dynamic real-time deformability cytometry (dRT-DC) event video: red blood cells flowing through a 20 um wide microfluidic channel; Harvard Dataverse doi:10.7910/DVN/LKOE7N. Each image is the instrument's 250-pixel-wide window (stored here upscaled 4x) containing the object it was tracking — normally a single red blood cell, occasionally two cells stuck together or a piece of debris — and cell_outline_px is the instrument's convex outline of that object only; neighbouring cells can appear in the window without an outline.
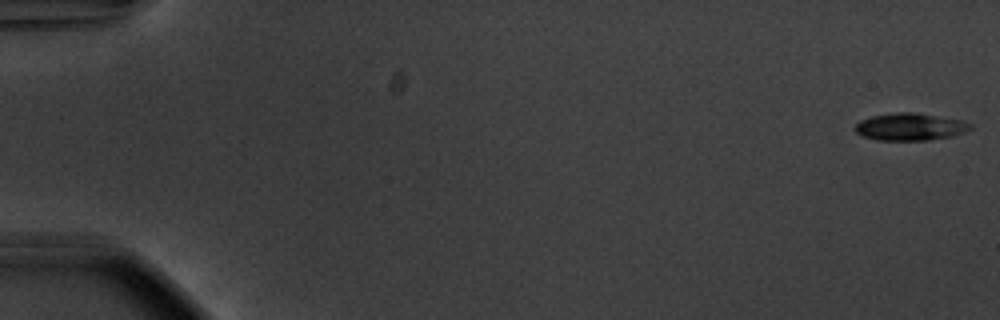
{"species": "common noctule bat (a hibernating species)", "species_latin": "Nyctalus noctula", "temperature_condition": "warm", "stored_images_in_passage": 55, "camera_frame_rate_fps": 3000, "um_per_image_px": 0.085, "animal": {"sex": "male", "body_mass_g": 20.1, "forearm_length_mm": 53.5}, "frame": {"image": 1, "passage_image": 1, "time_ms": 0.0, "image_size_px": [1000, 320], "cell_outline_px": [[972, 128], [964, 132], [952, 136], [928, 140], [876, 140], [860, 136], [852, 128], [860, 120], [872, 116], [896, 112], [912, 112], [960, 120], [972, 124]], "centroid_in_image_um": [77.3, 10.79], "position_along_channel_um": 7.7, "area_um2": 18.32}}
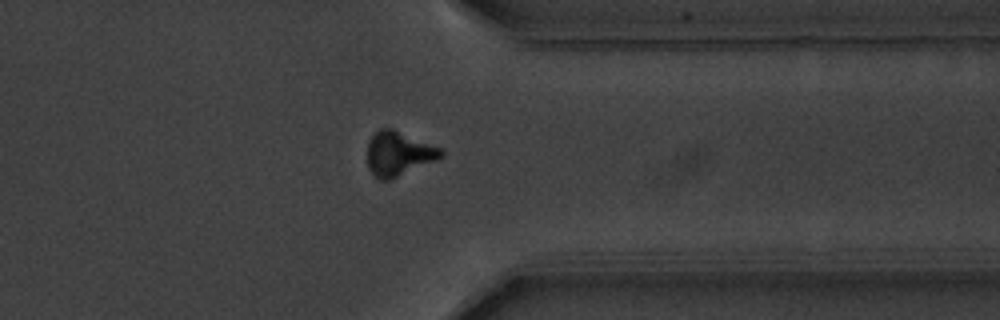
{"frame": {"image": 2, "passage_image": 44, "time_ms": 14.333, "image_size_px": [1000, 320], "cell_outline_px": [[444, 156], [436, 160], [388, 180], [380, 180], [372, 176], [368, 168], [368, 140], [380, 128], [392, 128], [440, 148], [444, 152]], "centroid_in_image_um": [33.84, 13.06], "position_along_channel_um": 377.6, "area_um2": 18.84}}
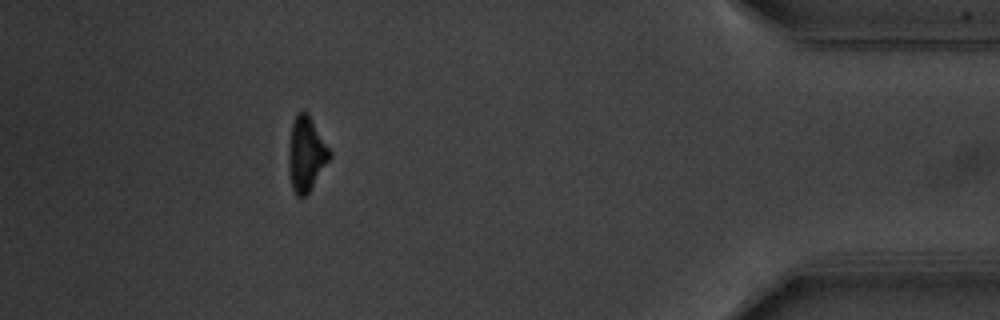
{"frame": {"image": 3, "passage_image": 50, "time_ms": 16.333, "image_size_px": [1000, 320], "cell_outline_px": [[332, 156], [308, 192], [304, 196], [296, 196], [292, 188], [288, 168], [288, 148], [292, 124], [296, 116], [304, 108], [308, 112], [332, 152]], "centroid_in_image_um": [26.02, 13.06], "position_along_channel_um": 409.2, "area_um2": 17.86}, "authors_computed_cell_mechanics": {"area_um2": 18.207, "velocity_mm_per_s": 3.7472, "shape_relaxation_time_tau1_ms": 9.4032, "shape_relaxation_time_tau2_ms": null, "deformation_change_tau1": 0.3254, "deformation_change_tau2": null}}